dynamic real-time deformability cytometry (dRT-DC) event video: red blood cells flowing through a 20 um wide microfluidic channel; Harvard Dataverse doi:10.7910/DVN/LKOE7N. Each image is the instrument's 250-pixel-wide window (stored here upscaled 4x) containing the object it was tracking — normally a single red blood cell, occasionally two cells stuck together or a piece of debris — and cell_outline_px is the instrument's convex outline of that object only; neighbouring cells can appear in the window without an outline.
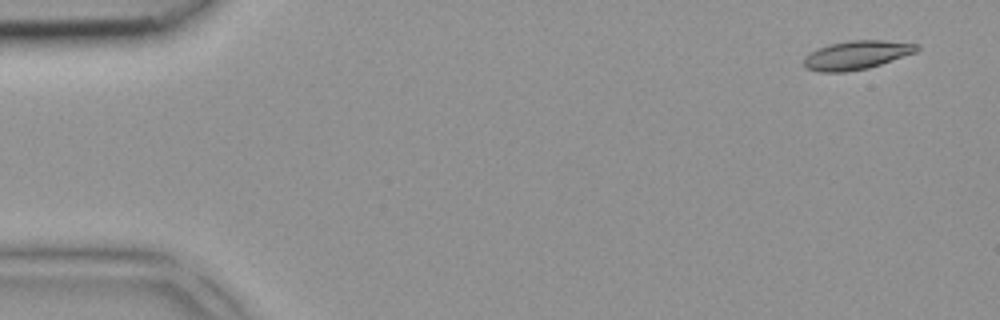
{"species": "common noctule bat (a hibernating species)", "species_latin": "Nyctalus noctula", "temperature_condition": "room temperature", "stored_images_in_passage": 5, "segment_of_instrument_passage": [1, 2], "camera_frame_rate_fps": 3000, "um_per_image_px": 0.085, "animal": {"sex": "female", "body_mass_g": 18.4}, "frame": {"image": 1, "passage_image": 1, "time_ms": 0.0, "image_size_px": [1000, 320], "cell_outline_px": [[920, 48], [916, 52], [868, 68], [844, 72], [820, 72], [808, 68], [804, 64], [804, 56], [816, 48], [828, 44], [848, 40], [884, 40], [920, 44]], "centroid_in_image_um": [72.81, 4.66], "position_along_channel_um": 12.2, "area_um2": 18.96}}
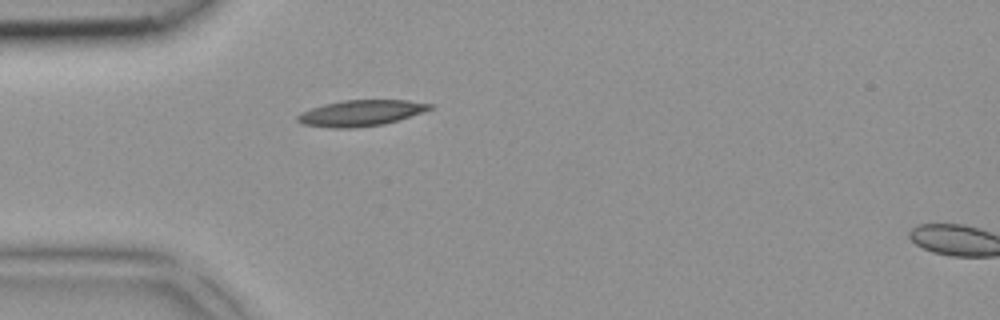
{"frame": {"image": 2, "passage_image": 4, "time_ms": 1.0, "image_size_px": [1000, 320], "cell_outline_px": [[436, 108], [424, 112], [384, 124], [356, 128], [328, 128], [304, 124], [296, 120], [296, 116], [300, 112], [324, 104], [344, 100], [408, 100], [432, 104]], "centroid_in_image_um": [30.69, 9.61], "position_along_channel_um": 54.3, "area_um2": 20.17}}